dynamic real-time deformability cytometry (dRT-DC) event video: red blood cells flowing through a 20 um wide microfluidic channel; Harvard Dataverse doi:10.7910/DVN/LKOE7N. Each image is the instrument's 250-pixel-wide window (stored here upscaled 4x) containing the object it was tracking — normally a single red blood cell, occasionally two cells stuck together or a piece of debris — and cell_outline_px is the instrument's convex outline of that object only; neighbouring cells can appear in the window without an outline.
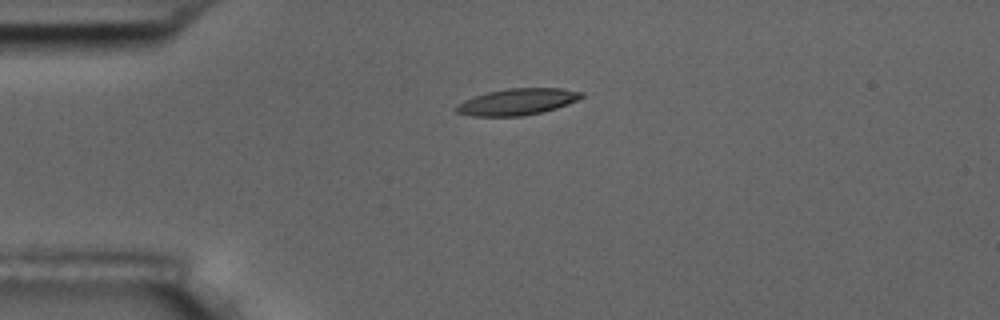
{"species": "common noctule bat (a hibernating species)", "species_latin": "Nyctalus noctula", "temperature_condition": "room temperature", "stored_images_in_passage": 3, "camera_frame_rate_fps": 3000, "um_per_image_px": 0.085, "animal": {"sex": "male", "body_mass_g": 17.5, "forearm_length_mm": 52.3}, "frame": {"image": 1, "passage_image": 2, "time_ms": 1.333, "image_size_px": [1000, 320], "cell_outline_px": [[584, 96], [568, 104], [556, 108], [524, 116], [472, 116], [456, 112], [452, 108], [456, 104], [464, 100], [488, 92], [508, 88], [560, 88], [584, 92]], "centroid_in_image_um": [43.94, 8.65], "position_along_channel_um": 41.1, "area_um2": 19.31}}